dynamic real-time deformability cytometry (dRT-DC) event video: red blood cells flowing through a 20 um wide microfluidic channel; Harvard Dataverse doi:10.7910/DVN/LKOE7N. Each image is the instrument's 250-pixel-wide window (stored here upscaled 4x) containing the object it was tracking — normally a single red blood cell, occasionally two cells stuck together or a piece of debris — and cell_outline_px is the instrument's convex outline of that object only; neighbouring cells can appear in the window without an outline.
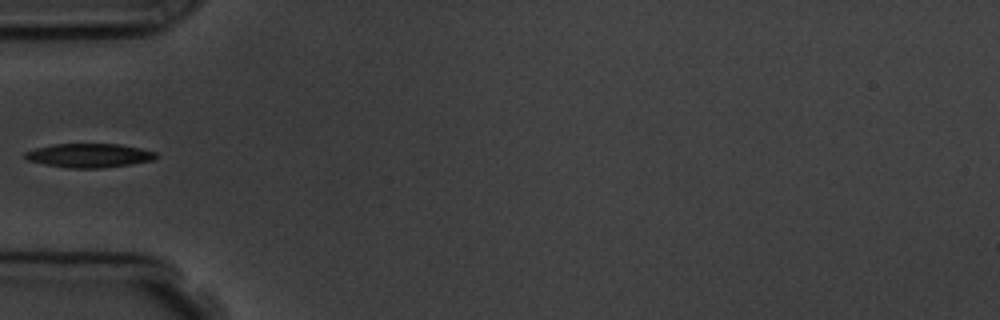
{"species": "common noctule bat (a hibernating species)", "species_latin": "Nyctalus noctula", "temperature_condition": "room temperature", "stored_images_in_passage": 4, "camera_frame_rate_fps": 3000, "um_per_image_px": 0.085, "animal": {"sex": "male", "body_mass_g": 19.5, "forearm_length_mm": 54.6}, "frame": {"image": 1, "passage_image": 4, "time_ms": 4.0, "image_size_px": [1000, 320], "cell_outline_px": [[160, 156], [156, 160], [100, 168], [68, 168], [44, 164], [28, 160], [24, 156], [24, 152], [36, 148], [52, 144], [120, 144], [140, 148], [156, 152]], "centroid_in_image_um": [7.61, 13.21], "position_along_channel_um": 77.4, "area_um2": 18.32}}